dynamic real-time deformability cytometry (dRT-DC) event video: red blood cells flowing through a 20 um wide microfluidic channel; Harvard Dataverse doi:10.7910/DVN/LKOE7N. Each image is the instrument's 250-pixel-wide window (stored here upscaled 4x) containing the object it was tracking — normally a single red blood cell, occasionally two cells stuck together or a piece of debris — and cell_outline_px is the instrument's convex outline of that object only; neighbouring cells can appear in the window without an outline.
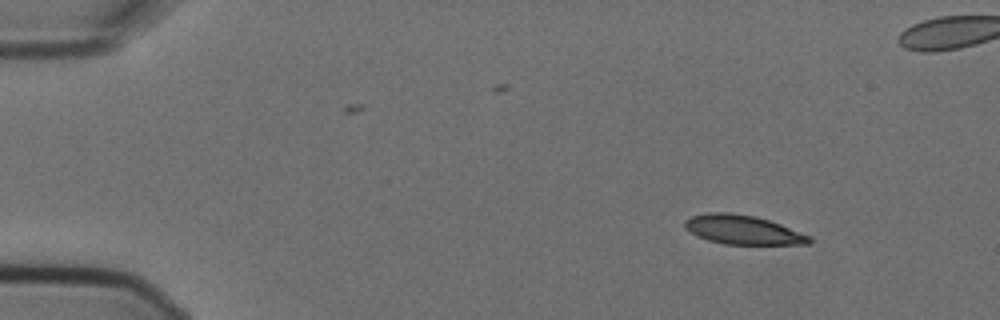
{"species": "Egyptian fruit bat (a non-hibernating species)", "species_latin": "Rousettus aegyptiacus", "temperature_condition": "cold", "stored_images_in_passage": 5, "camera_frame_rate_fps": 3000, "um_per_image_px": 0.085, "animal": {"sex": "female"}, "frame": {"image": 1, "passage_image": 1, "time_ms": 0.0, "image_size_px": [1000, 320], "cell_outline_px": [[812, 240], [808, 244], [724, 244], [708, 240], [684, 228], [684, 220], [692, 216], [708, 212], [728, 212], [756, 216], [780, 224], [812, 236]], "centroid_in_image_um": [63.15, 19.52], "position_along_channel_um": 21.8, "area_um2": 21.04}}